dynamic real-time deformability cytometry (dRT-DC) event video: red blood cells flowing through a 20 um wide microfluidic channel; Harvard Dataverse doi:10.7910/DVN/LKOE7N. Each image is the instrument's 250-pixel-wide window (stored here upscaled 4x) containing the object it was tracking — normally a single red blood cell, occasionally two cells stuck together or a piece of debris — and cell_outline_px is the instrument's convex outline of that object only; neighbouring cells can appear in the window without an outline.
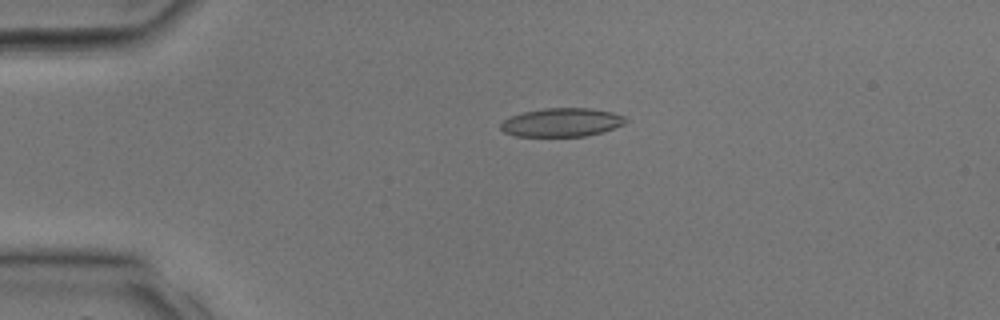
{"species": "common noctule bat (a hibernating species)", "species_latin": "Nyctalus noctula", "temperature_condition": "room temperature", "stored_images_in_passage": 27, "camera_frame_rate_fps": 3000, "um_per_image_px": 0.085, "animal": {"sex": "male", "body_mass_g": 17.9, "forearm_length_mm": 54.2}, "frame": {"image": 1, "passage_image": 2, "time_ms": 0.333, "image_size_px": [1000, 320], "cell_outline_px": [[628, 120], [624, 124], [600, 132], [584, 136], [516, 136], [504, 132], [500, 128], [500, 124], [504, 120], [512, 116], [524, 112], [544, 108], [592, 108], [612, 112], [624, 116]], "centroid_in_image_um": [47.74, 10.39], "position_along_channel_um": 37.3, "area_um2": 20.63}}
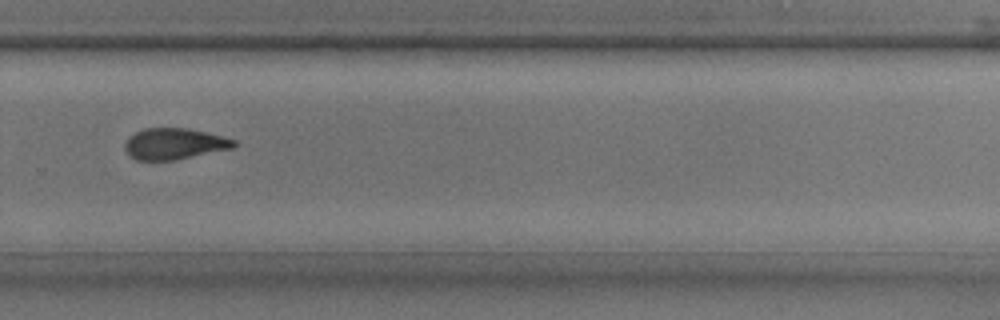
{"frame": {"image": 2, "passage_image": 17, "time_ms": 5.333, "image_size_px": [1000, 320], "cell_outline_px": [[236, 144], [232, 148], [176, 160], [136, 160], [128, 156], [124, 148], [124, 144], [128, 136], [144, 128], [188, 128], [236, 140]], "centroid_in_image_um": [14.75, 12.23], "position_along_channel_um": 315.0, "area_um2": 19.83}}
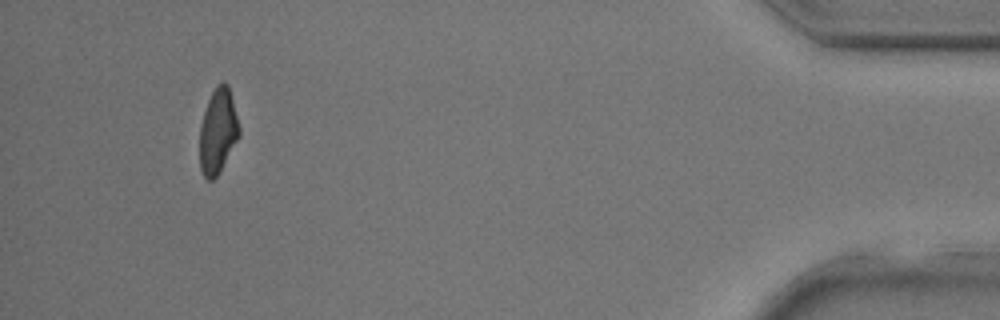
{"frame": {"image": 3, "passage_image": 25, "time_ms": 8.0, "image_size_px": [1000, 320], "cell_outline_px": [[240, 136], [216, 176], [212, 180], [208, 180], [204, 176], [200, 168], [200, 124], [208, 100], [216, 84], [224, 80], [228, 84], [240, 128]], "centroid_in_image_um": [18.52, 11.11], "position_along_channel_um": 416.7, "area_um2": 19.42}}